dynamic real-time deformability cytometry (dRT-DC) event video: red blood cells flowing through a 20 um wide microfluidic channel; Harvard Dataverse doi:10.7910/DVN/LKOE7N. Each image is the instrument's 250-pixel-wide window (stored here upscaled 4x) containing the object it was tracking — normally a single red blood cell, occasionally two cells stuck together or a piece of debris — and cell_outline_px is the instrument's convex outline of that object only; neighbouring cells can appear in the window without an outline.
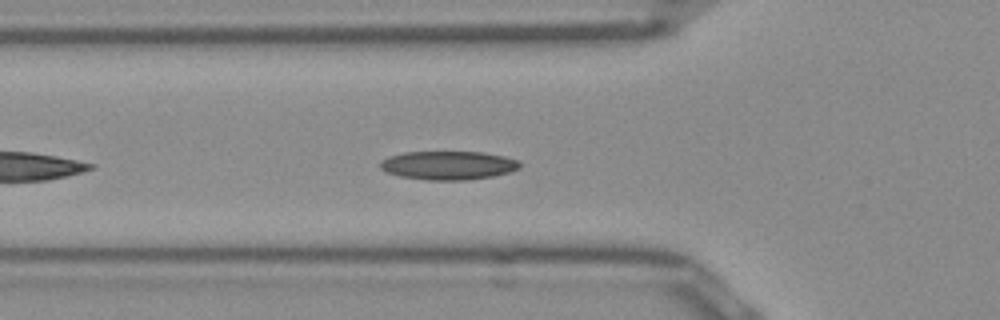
{"species": "Egyptian fruit bat (a non-hibernating species)", "species_latin": "Rousettus aegyptiacus", "temperature_condition": "room temperature", "stored_images_in_passage": 28, "camera_frame_rate_fps": 3000, "um_per_image_px": 0.085, "frame": {"image": 1, "passage_image": 6, "time_ms": 1.667, "image_size_px": [1000, 320], "cell_outline_px": [[520, 168], [512, 172], [492, 176], [468, 180], [424, 180], [400, 176], [388, 172], [380, 168], [380, 160], [388, 156], [404, 152], [480, 152], [504, 156], [520, 160]], "centroid_in_image_um": [38.12, 14.05], "position_along_channel_um": 87.7, "area_um2": 23.47}}
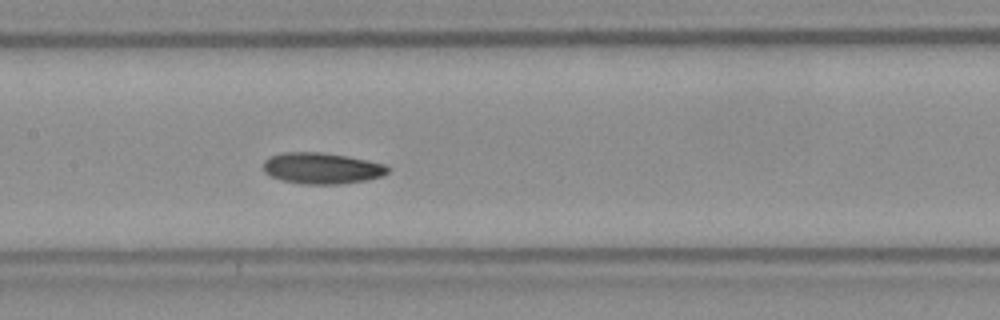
{"frame": {"image": 2, "passage_image": 13, "time_ms": 4.0, "image_size_px": [1000, 320], "cell_outline_px": [[388, 172], [384, 176], [368, 180], [340, 184], [300, 184], [280, 180], [264, 172], [264, 160], [268, 156], [280, 152], [324, 152], [348, 156], [368, 160], [384, 164], [388, 168]], "centroid_in_image_um": [27.34, 14.3], "position_along_channel_um": 180.1, "area_um2": 22.95}}
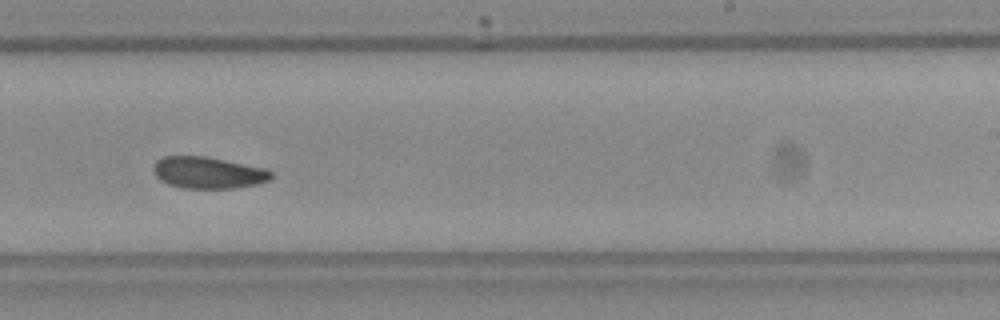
{"frame": {"image": 3, "passage_image": 20, "time_ms": 6.333, "image_size_px": [1000, 320], "cell_outline_px": [[272, 176], [268, 180], [256, 184], [236, 188], [184, 188], [168, 184], [160, 180], [156, 176], [152, 168], [156, 160], [164, 156], [204, 156], [264, 168], [272, 172]], "centroid_in_image_um": [17.65, 14.68], "position_along_channel_um": 271.4, "area_um2": 21.56}, "authors_computed_cell_mechanics": {"area_um2": 22.6576, "velocity_mm_per_s": 3.921, "shape_relaxation_time_tau1_ms": 7.396, "shape_relaxation_time_tau2_ms": 6.3724, "deformation_change_tau1": 0.1617, "deformation_change_tau2": 0.1176}}